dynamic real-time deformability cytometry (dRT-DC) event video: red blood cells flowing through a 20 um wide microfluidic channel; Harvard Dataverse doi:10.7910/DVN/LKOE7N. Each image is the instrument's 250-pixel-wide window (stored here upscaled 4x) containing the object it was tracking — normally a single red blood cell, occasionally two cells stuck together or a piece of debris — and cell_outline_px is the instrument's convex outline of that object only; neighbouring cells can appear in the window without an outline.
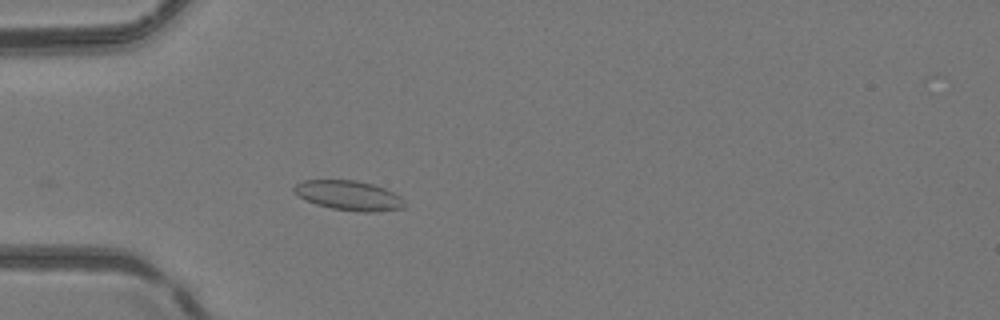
{"species": "common noctule bat (a hibernating species)", "species_latin": "Nyctalus noctula", "temperature_condition": "room temperature", "stored_images_in_passage": 34, "camera_frame_rate_fps": 3000, "um_per_image_px": 0.085, "animal": {"sex": "female", "body_mass_g": 24.6, "forearm_length_mm": 56.2}, "frame": {"image": 1, "passage_image": 7, "time_ms": 2.0, "image_size_px": [1000, 320], "cell_outline_px": [[404, 208], [372, 212], [356, 212], [332, 208], [316, 204], [300, 196], [292, 188], [296, 184], [304, 180], [356, 180], [372, 184], [384, 188], [400, 196], [404, 200]], "centroid_in_image_um": [29.67, 16.62], "position_along_channel_um": 55.3, "area_um2": 18.9}}
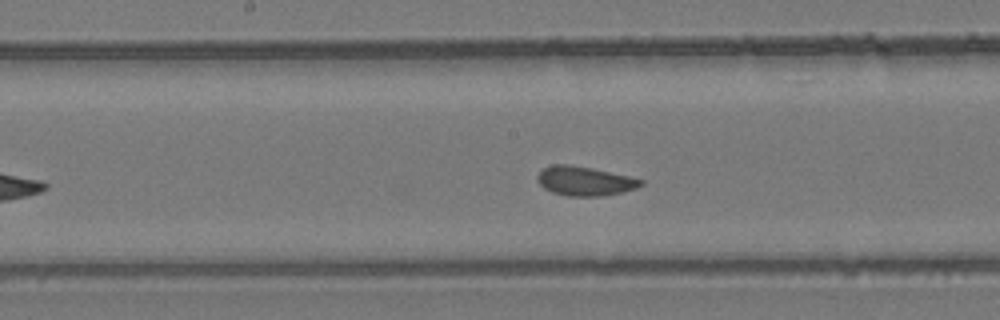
{"frame": {"image": 2, "passage_image": 18, "time_ms": 5.667, "image_size_px": [1000, 320], "cell_outline_px": [[644, 184], [636, 188], [620, 192], [600, 196], [568, 196], [552, 192], [544, 188], [536, 180], [536, 176], [544, 168], [552, 164], [568, 164], [592, 168], [628, 176], [644, 180]], "centroid_in_image_um": [49.67, 15.38], "position_along_channel_um": 198.5, "area_um2": 17.51}}
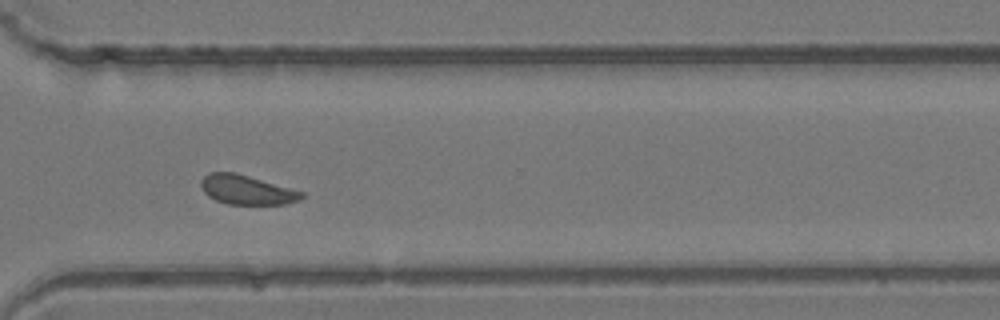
{"frame": {"image": 3, "passage_image": 29, "time_ms": 9.333, "image_size_px": [1000, 320], "cell_outline_px": [[304, 196], [300, 200], [284, 204], [228, 204], [216, 200], [208, 196], [204, 192], [200, 184], [200, 180], [208, 172], [236, 172], [304, 192]], "centroid_in_image_um": [20.95, 16.13], "position_along_channel_um": 349.6, "area_um2": 17.22}, "authors_computed_cell_mechanics": {"area_um2": 17.8313, "velocity_mm_per_s": 4.1291, "shape_relaxation_time_tau1_ms": 5.4979, "shape_relaxation_time_tau2_ms": 0.6024, "deformation_change_tau1": 0.0588, "deformation_change_tau2": 0.067}}